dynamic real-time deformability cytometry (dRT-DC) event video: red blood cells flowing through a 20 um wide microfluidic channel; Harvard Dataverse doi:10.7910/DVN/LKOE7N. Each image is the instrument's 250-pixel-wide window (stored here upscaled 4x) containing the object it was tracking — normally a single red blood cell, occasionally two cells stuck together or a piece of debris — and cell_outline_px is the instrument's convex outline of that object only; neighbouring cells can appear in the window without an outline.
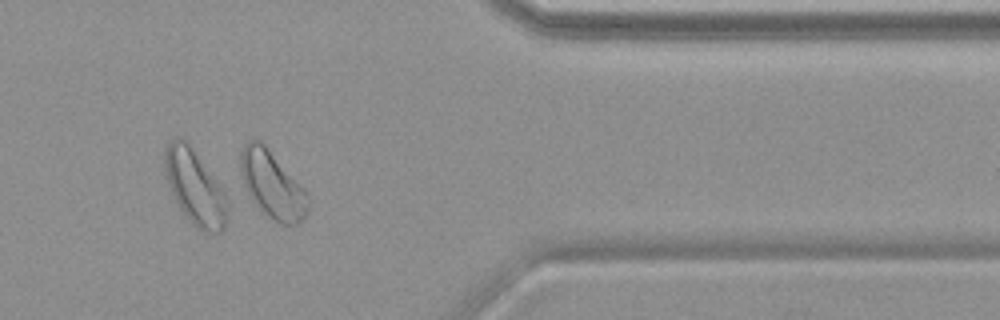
{"species": "common noctule bat (a hibernating species)", "species_latin": "Nyctalus noctula", "temperature_condition": "warm", "stored_images_in_passage": 54, "camera_frame_rate_fps": 3000, "um_per_image_px": 0.085, "animal": {"sex": "female", "body_mass_g": 19.9}, "frame": {"image": 1, "passage_image": 46, "time_ms": 15.0, "image_size_px": [1000, 320], "cell_outline_px": [[312, 200], [304, 216], [296, 224], [280, 224], [260, 212], [248, 192], [244, 184], [240, 172], [240, 152], [244, 144], [252, 136], [260, 140], [264, 144], [304, 188]], "centroid_in_image_um": [23.13, 15.68], "position_along_channel_um": 388.3, "area_um2": 26.59}, "authors_computed_cell_mechanics": {"area_um2": 27.6284, "velocity_mm_per_s": 3.6902, "shape_relaxation_time_tau1_ms": null, "shape_relaxation_time_tau2_ms": 6.7601, "deformation_change_tau1": null, "deformation_change_tau2": 0.1432}}